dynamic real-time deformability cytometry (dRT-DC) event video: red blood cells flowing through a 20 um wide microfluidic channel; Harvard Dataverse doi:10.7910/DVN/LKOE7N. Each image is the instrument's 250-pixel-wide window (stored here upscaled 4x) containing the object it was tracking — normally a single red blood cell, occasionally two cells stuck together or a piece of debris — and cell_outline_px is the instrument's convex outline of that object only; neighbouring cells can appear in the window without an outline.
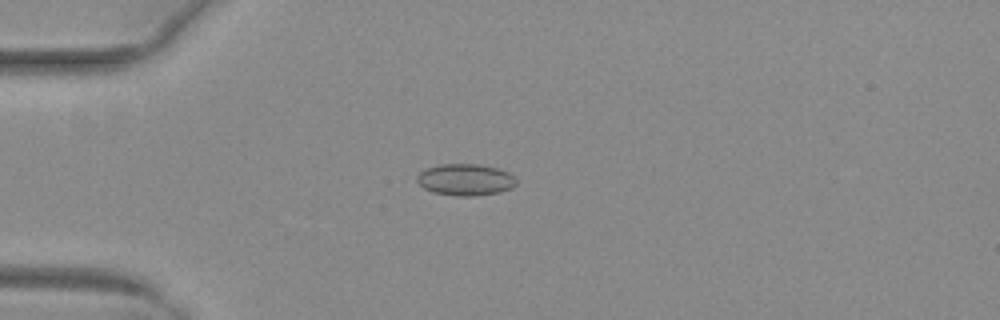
{"species": "common noctule bat (a hibernating species)", "species_latin": "Nyctalus noctula", "temperature_condition": "warm", "stored_images_in_passage": 51, "camera_frame_rate_fps": 3000, "um_per_image_px": 0.085, "animal": {"sex": "female", "body_mass_g": 29.2, "forearm_length_mm": 56.3}, "frame": {"image": 1, "passage_image": 14, "time_ms": 4.333, "image_size_px": [1000, 320], "cell_outline_px": [[516, 184], [512, 188], [500, 192], [472, 196], [456, 196], [432, 192], [424, 188], [416, 180], [416, 176], [420, 172], [428, 168], [440, 164], [480, 164], [496, 168], [508, 172], [516, 180]], "centroid_in_image_um": [39.55, 15.28], "position_along_channel_um": 45.5, "area_um2": 18.26}}
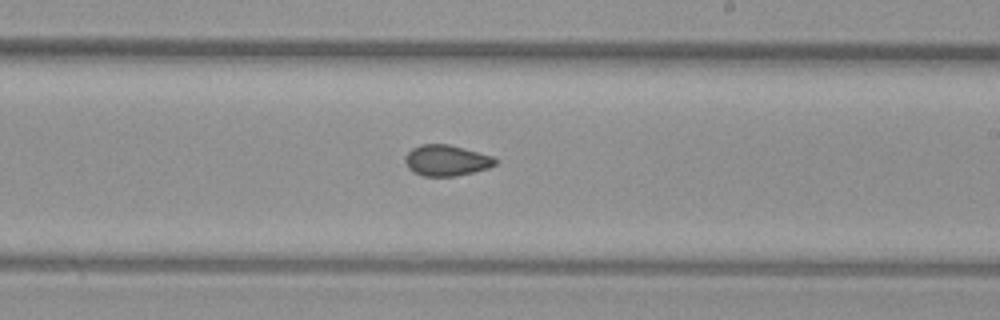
{"frame": {"image": 2, "passage_image": 31, "time_ms": 10.0, "image_size_px": [1000, 320], "cell_outline_px": [[500, 160], [496, 164], [488, 168], [456, 176], [424, 176], [412, 172], [408, 168], [404, 160], [404, 156], [412, 148], [420, 144], [448, 144], [492, 156]], "centroid_in_image_um": [37.93, 13.64], "position_along_channel_um": 251.1, "area_um2": 16.3}}
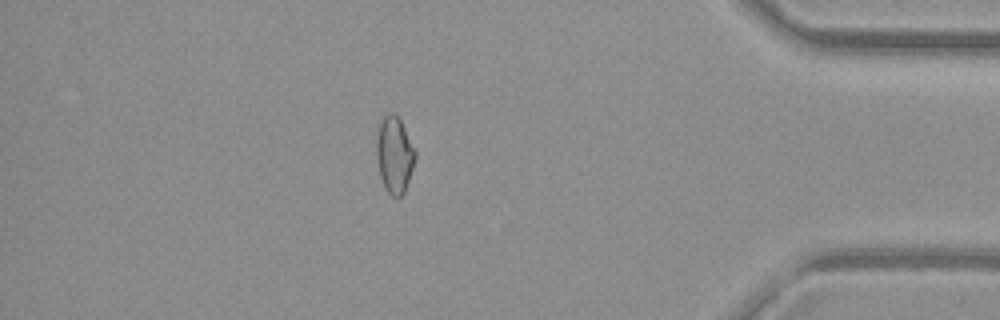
{"frame": {"image": 3, "passage_image": 45, "time_ms": 14.667, "image_size_px": [1000, 320], "cell_outline_px": [[416, 156], [404, 192], [400, 196], [392, 196], [384, 188], [380, 176], [376, 160], [376, 136], [380, 120], [388, 112], [392, 112], [400, 120], [416, 152]], "centroid_in_image_um": [33.49, 13.14], "position_along_channel_um": 401.7, "area_um2": 17.17}, "authors_computed_cell_mechanics": {"area_um2": 17.1666, "velocity_mm_per_s": 4.0434, "shape_relaxation_time_tau1_ms": null, "shape_relaxation_time_tau2_ms": 2.3668, "deformation_change_tau1": null, "deformation_change_tau2": 0.0709}}